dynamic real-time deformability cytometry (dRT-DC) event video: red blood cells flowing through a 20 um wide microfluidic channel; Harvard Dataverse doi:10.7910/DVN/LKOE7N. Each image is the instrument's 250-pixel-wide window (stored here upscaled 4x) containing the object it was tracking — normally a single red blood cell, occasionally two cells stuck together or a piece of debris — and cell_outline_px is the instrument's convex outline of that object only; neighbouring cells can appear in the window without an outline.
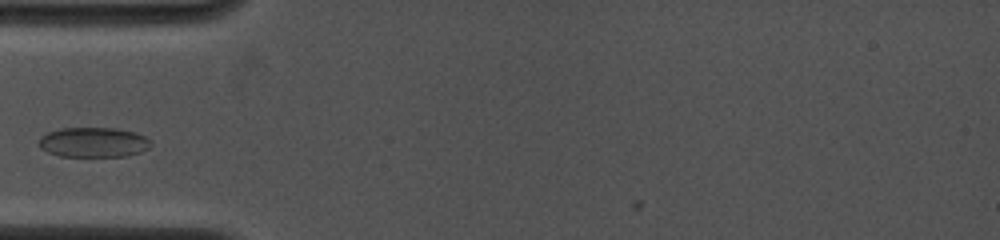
{"species": "common noctule bat (a hibernating species)", "species_latin": "Nyctalus noctula", "temperature_condition": "cold", "stored_images_in_passage": 11, "camera_frame_rate_fps": 4000, "um_per_image_px": 0.085, "animal": {"sex": "female", "body_mass_g": 19.0, "forearm_length_mm": 53.3}, "frame": {"image": 1, "passage_image": 5, "time_ms": 0.75, "image_size_px": [1000, 240], "cell_outline_px": [[152, 144], [148, 148], [140, 152], [128, 156], [60, 156], [48, 152], [40, 148], [40, 136], [48, 132], [60, 128], [116, 128], [136, 132], [152, 140]], "centroid_in_image_um": [7.97, 12.09], "position_along_channel_um": 77.0, "area_um2": 19.59}}
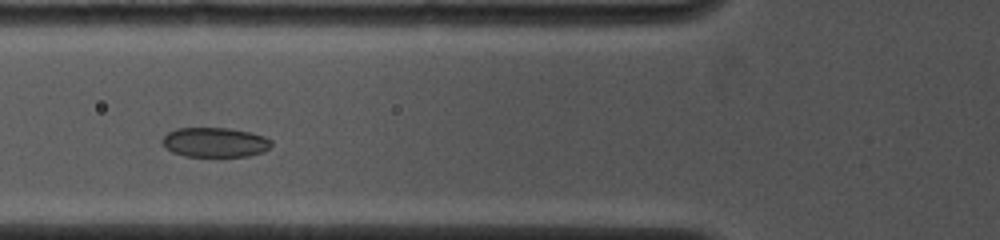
{"frame": {"image": 2, "passage_image": 10, "time_ms": 1.5, "image_size_px": [1000, 240], "cell_outline_px": [[272, 144], [264, 152], [248, 156], [184, 156], [172, 152], [160, 140], [168, 132], [176, 128], [228, 128], [252, 132], [264, 136], [272, 140]], "centroid_in_image_um": [18.29, 12.09], "position_along_channel_um": 107.5, "area_um2": 18.9}}